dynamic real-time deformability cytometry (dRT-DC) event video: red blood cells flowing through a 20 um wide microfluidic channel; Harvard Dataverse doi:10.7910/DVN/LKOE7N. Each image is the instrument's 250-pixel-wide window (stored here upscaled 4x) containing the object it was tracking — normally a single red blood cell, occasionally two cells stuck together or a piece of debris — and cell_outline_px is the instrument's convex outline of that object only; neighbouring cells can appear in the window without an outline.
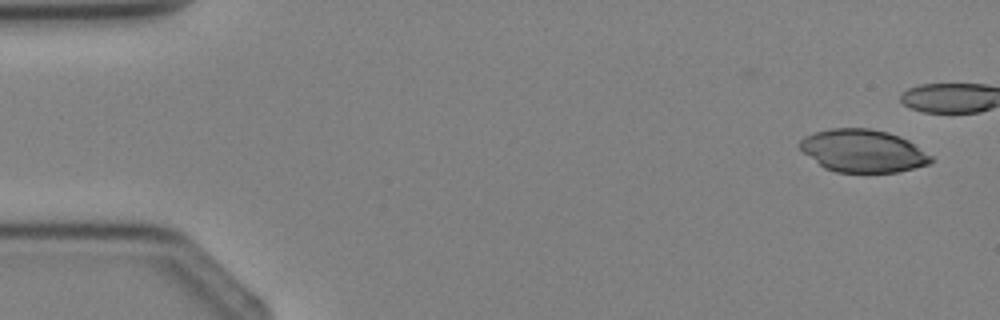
{"species": "Egyptian fruit bat (a non-hibernating species)", "species_latin": "Rousettus aegyptiacus", "temperature_condition": "cold", "stored_images_in_passage": 4, "camera_frame_rate_fps": 3000, "um_per_image_px": 0.085, "animal": {"sex": "female"}, "frame": {"image": 1, "passage_image": 1, "time_ms": 0.0, "image_size_px": [1000, 320], "cell_outline_px": [[932, 160], [928, 164], [896, 172], [836, 172], [824, 168], [804, 152], [800, 148], [800, 140], [804, 136], [816, 132], [832, 128], [872, 128], [888, 132], [908, 140], [932, 156]], "centroid_in_image_um": [73.34, 12.82], "position_along_channel_um": 11.7, "area_um2": 32.31}}
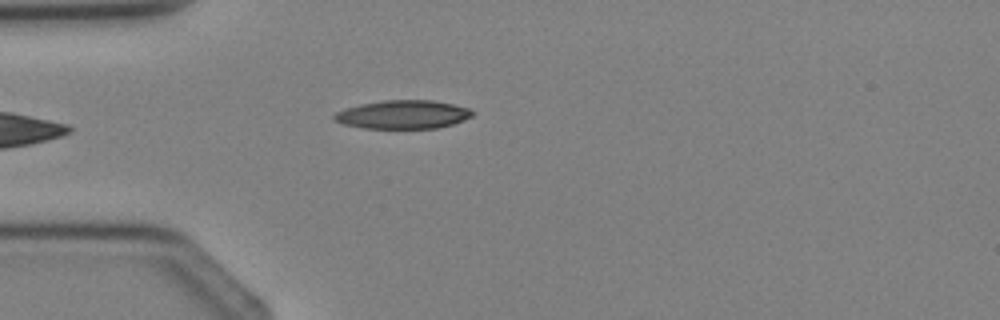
{"frame": {"image": 2, "passage_image": 4, "time_ms": 3.667, "image_size_px": [1000, 320], "cell_outline_px": [[476, 112], [472, 116], [464, 120], [452, 124], [436, 128], [364, 128], [344, 124], [332, 120], [332, 116], [336, 112], [344, 108], [360, 104], [380, 100], [432, 100], [472, 108]], "centroid_in_image_um": [34.25, 9.72], "position_along_channel_um": 50.7, "area_um2": 23.18}}